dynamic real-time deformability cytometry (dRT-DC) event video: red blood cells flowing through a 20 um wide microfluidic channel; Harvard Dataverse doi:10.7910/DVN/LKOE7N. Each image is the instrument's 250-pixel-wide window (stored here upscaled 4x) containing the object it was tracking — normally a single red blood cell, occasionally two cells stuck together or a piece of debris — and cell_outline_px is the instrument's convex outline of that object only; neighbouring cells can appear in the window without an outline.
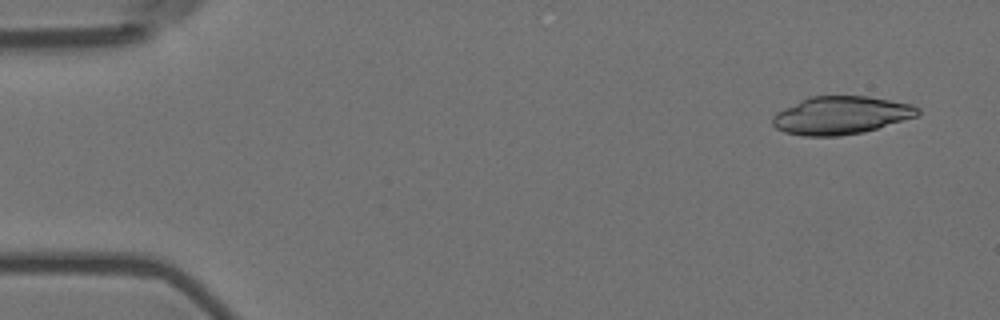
{"species": "Egyptian fruit bat (a non-hibernating species)", "species_latin": "Rousettus aegyptiacus", "temperature_condition": "room temperature", "stored_images_in_passage": 55, "camera_frame_rate_fps": 3000, "um_per_image_px": 0.085, "animal": {"sex": "female"}, "frame": {"image": 1, "passage_image": 3, "time_ms": 0.667, "image_size_px": [1000, 320], "cell_outline_px": [[920, 112], [916, 116], [864, 132], [840, 136], [804, 136], [784, 132], [776, 128], [772, 124], [772, 116], [776, 112], [808, 96], [868, 96], [912, 104], [920, 108]], "centroid_in_image_um": [71.45, 9.8], "position_along_channel_um": 13.5, "area_um2": 32.14}}